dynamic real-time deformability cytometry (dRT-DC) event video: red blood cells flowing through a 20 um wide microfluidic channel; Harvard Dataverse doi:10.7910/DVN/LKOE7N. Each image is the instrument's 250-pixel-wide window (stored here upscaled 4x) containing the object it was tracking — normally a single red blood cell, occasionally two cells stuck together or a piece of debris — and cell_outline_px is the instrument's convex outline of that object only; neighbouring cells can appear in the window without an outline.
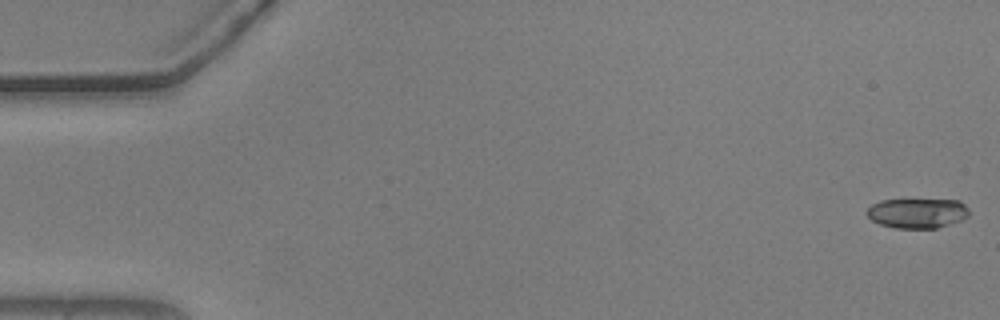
{"species": "common noctule bat (a hibernating species)", "species_latin": "Nyctalus noctula", "temperature_condition": "warm", "stored_images_in_passage": 55, "camera_frame_rate_fps": 3000, "um_per_image_px": 0.085, "animal": {"sex": "male", "body_mass_g": 20.5, "forearm_length_mm": 52.5}, "frame": {"image": 1, "passage_image": 1, "time_ms": 0.0, "image_size_px": [1000, 320], "cell_outline_px": [[968, 216], [960, 220], [936, 228], [896, 228], [880, 224], [872, 220], [864, 212], [872, 204], [880, 200], [960, 200], [968, 208]], "centroid_in_image_um": [77.95, 18.11], "position_along_channel_um": 7.1, "area_um2": 17.69}}
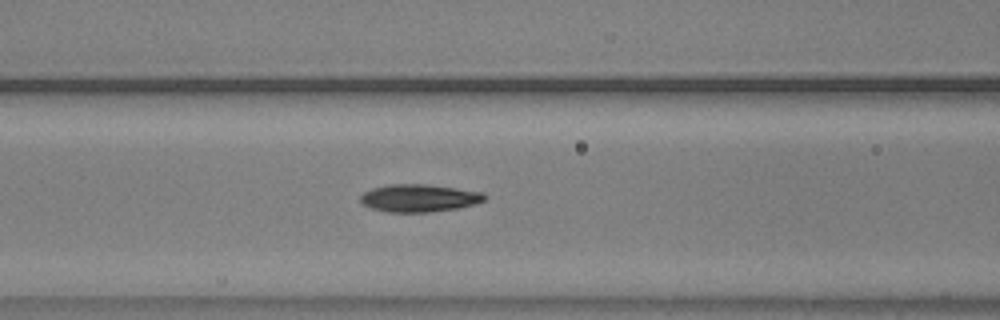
{"frame": {"image": 2, "passage_image": 23, "time_ms": 7.333, "image_size_px": [1000, 320], "cell_outline_px": [[484, 200], [460, 208], [428, 212], [388, 212], [368, 208], [360, 200], [360, 196], [364, 192], [372, 188], [388, 184], [424, 184], [456, 188], [484, 192]], "centroid_in_image_um": [35.58, 16.83], "position_along_channel_um": 131.0, "area_um2": 19.94}}
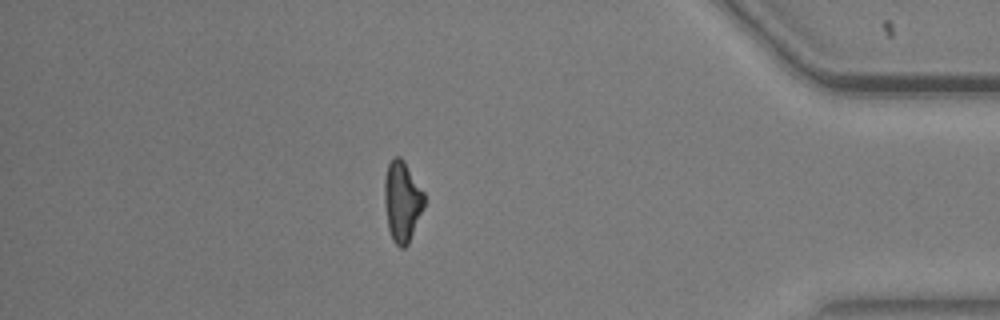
{"frame": {"image": 3, "passage_image": 48, "time_ms": 15.667, "image_size_px": [1000, 320], "cell_outline_px": [[424, 208], [408, 244], [404, 248], [400, 248], [392, 240], [388, 228], [384, 204], [384, 180], [388, 164], [396, 156], [400, 156], [404, 160], [424, 192]], "centroid_in_image_um": [34.18, 17.12], "position_along_channel_um": 401.0, "area_um2": 18.79}, "authors_computed_cell_mechanics": {"area_um2": 19.2474, "velocity_mm_per_s": 3.6981, "shape_relaxation_time_tau1_ms": null, "shape_relaxation_time_tau2_ms": 2.2164, "deformation_change_tau1": null, "deformation_change_tau2": 0.0954}}